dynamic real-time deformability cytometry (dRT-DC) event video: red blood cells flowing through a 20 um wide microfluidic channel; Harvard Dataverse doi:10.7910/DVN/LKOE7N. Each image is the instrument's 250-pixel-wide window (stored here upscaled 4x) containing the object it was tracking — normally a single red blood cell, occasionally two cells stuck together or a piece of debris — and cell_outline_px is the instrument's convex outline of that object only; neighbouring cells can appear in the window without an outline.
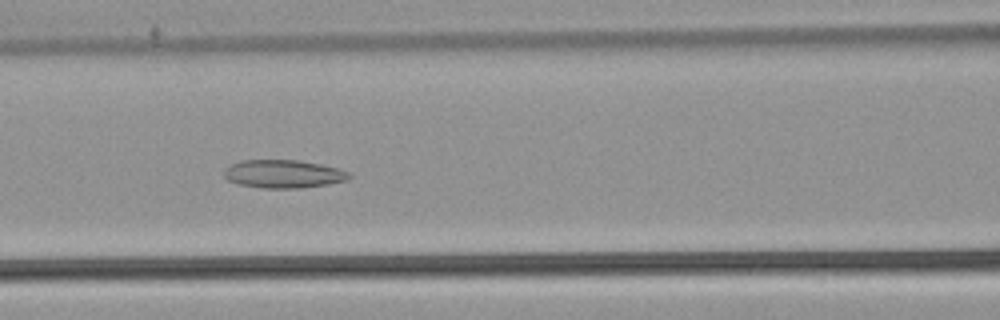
{"species": "common noctule bat (a hibernating species)", "species_latin": "Nyctalus noctula", "temperature_condition": "warm", "stored_images_in_passage": 23, "camera_frame_rate_fps": 3000, "um_per_image_px": 0.085, "animal": {"sex": "male", "body_mass_g": 21.5, "forearm_length_mm": 52.0}, "frame": {"image": 1, "passage_image": 14, "time_ms": 4.333, "image_size_px": [1000, 320], "cell_outline_px": [[352, 176], [348, 180], [328, 184], [300, 188], [260, 188], [236, 184], [228, 180], [224, 176], [224, 168], [240, 160], [296, 160], [320, 164], [336, 168], [348, 172]], "centroid_in_image_um": [24.05, 14.79], "position_along_channel_um": 142.5, "area_um2": 20.58}}